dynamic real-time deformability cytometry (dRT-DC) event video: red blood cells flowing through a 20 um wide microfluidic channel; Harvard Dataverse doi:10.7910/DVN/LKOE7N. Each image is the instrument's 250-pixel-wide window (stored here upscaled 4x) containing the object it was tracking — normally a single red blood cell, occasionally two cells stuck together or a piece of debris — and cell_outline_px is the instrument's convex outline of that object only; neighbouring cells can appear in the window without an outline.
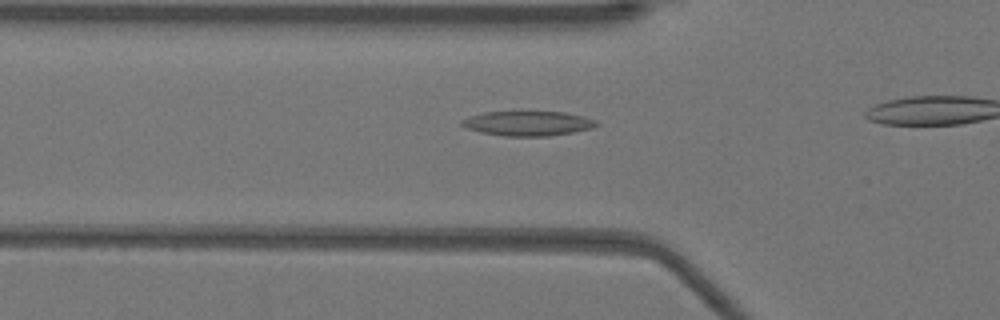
{"species": "Egyptian fruit bat (a non-hibernating species)", "species_latin": "Rousettus aegyptiacus", "temperature_condition": "warm", "stored_images_in_passage": 17, "camera_frame_rate_fps": 3000, "um_per_image_px": 0.085, "animal": {"sex": "female"}, "frame": {"image": 1, "passage_image": 12, "time_ms": 3.667, "image_size_px": [1000, 320], "cell_outline_px": [[600, 124], [592, 128], [572, 132], [548, 136], [504, 136], [480, 132], [468, 128], [460, 124], [460, 120], [468, 116], [484, 112], [564, 112], [584, 116], [596, 120]], "centroid_in_image_um": [44.86, 10.49], "position_along_channel_um": 80.9, "area_um2": 19.36}}
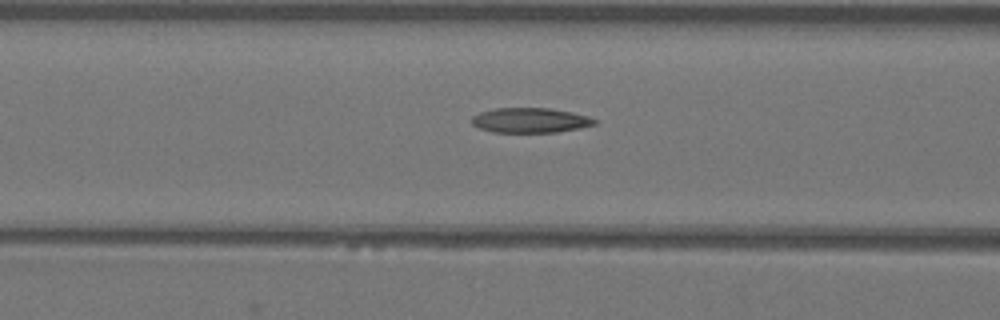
{"frame": {"image": 2, "passage_image": 15, "time_ms": 4.667, "image_size_px": [1000, 320], "cell_outline_px": [[596, 124], [580, 128], [556, 132], [492, 132], [480, 128], [472, 124], [472, 116], [480, 112], [496, 108], [552, 108], [572, 112], [588, 116], [596, 120]], "centroid_in_image_um": [45.07, 10.22], "position_along_channel_um": 121.5, "area_um2": 17.8}}